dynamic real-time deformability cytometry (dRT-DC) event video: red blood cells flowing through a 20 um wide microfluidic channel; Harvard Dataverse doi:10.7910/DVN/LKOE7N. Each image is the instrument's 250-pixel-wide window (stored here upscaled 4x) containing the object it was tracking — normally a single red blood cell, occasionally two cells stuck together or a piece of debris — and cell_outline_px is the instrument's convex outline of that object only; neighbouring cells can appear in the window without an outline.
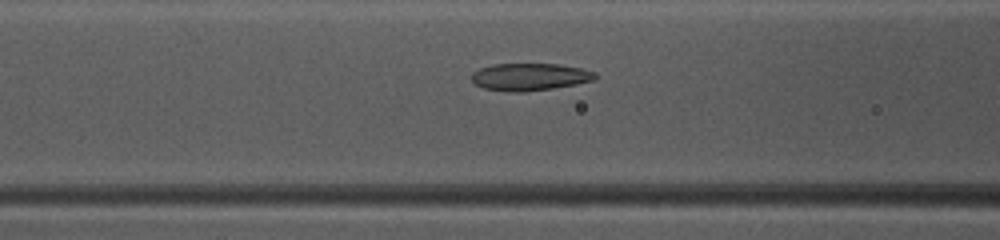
{"species": "common noctule bat (a hibernating species)", "species_latin": "Nyctalus noctula", "temperature_condition": "warm", "stored_images_in_passage": 36, "camera_frame_rate_fps": 3000, "um_per_image_px": 0.085, "animal": {"sex": "female", "body_mass_g": 10.0, "forearm_length_mm": 53.1}, "frame": {"image": 1, "passage_image": 7, "time_ms": 2.0, "image_size_px": [1000, 240], "cell_outline_px": [[596, 80], [576, 84], [552, 88], [524, 92], [508, 92], [484, 88], [476, 84], [472, 80], [472, 72], [480, 68], [492, 64], [560, 64], [580, 68], [596, 72]], "centroid_in_image_um": [45.04, 6.53], "position_along_channel_um": 121.6, "area_um2": 19.71}}
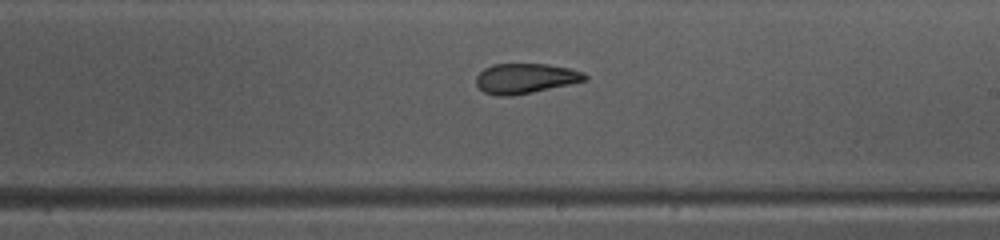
{"frame": {"image": 2, "passage_image": 16, "time_ms": 5.0, "image_size_px": [1000, 240], "cell_outline_px": [[588, 80], [532, 92], [512, 96], [496, 96], [484, 92], [476, 84], [476, 76], [484, 68], [492, 64], [548, 64], [568, 68], [584, 72], [588, 76]], "centroid_in_image_um": [44.65, 6.66], "position_along_channel_um": 244.3, "area_um2": 19.07}}
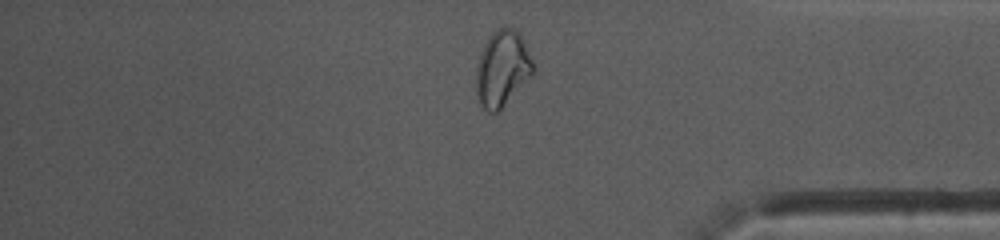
{"frame": {"image": 3, "passage_image": 28, "time_ms": 9.0, "image_size_px": [1000, 240], "cell_outline_px": [[532, 76], [496, 112], [488, 112], [480, 104], [476, 92], [476, 68], [480, 52], [488, 36], [496, 28], [512, 28], [520, 36], [532, 60]], "centroid_in_image_um": [42.65, 5.82], "position_along_channel_um": 392.6, "area_um2": 24.62}, "authors_computed_cell_mechanics": {"area_um2": 19.7387, "velocity_mm_per_s": 4.0837, "shape_relaxation_time_tau1_ms": null, "shape_relaxation_time_tau2_ms": 1.5543, "deformation_change_tau1": null, "deformation_change_tau2": 0.0823}}